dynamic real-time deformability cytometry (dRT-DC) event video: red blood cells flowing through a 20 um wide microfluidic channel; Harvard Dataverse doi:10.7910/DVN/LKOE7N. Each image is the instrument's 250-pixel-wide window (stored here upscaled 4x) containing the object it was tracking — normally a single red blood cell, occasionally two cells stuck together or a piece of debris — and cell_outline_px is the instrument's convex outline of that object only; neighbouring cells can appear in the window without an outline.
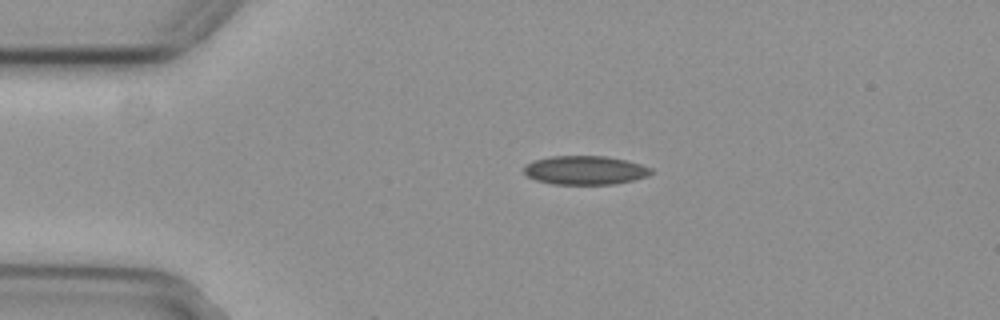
{"species": "common noctule bat (a hibernating species)", "species_latin": "Nyctalus noctula", "temperature_condition": "cold", "stored_images_in_passage": 5, "camera_frame_rate_fps": 3000, "um_per_image_px": 0.085, "animal": {"sex": "female", "body_mass_g": 29.2, "forearm_length_mm": 56.3}, "frame": {"image": 1, "passage_image": 1, "time_ms": 0.0, "image_size_px": [1000, 320], "cell_outline_px": [[652, 172], [648, 176], [616, 184], [552, 184], [536, 180], [528, 176], [524, 172], [524, 164], [532, 160], [552, 156], [604, 156], [624, 160], [640, 164], [652, 168]], "centroid_in_image_um": [49.7, 14.47], "position_along_channel_um": 35.3, "area_um2": 21.33}}